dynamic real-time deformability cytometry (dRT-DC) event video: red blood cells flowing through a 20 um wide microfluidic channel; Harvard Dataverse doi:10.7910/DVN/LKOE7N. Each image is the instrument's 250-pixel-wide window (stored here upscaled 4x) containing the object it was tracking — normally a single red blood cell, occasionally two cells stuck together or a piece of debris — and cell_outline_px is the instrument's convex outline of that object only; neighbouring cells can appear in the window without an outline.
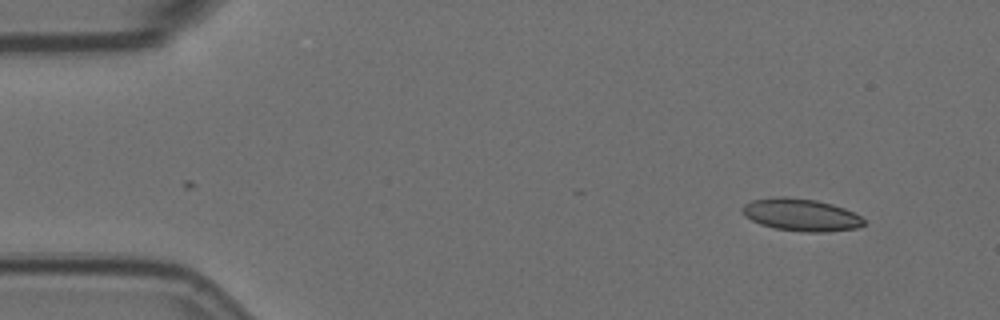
{"species": "Egyptian fruit bat (a non-hibernating species)", "species_latin": "Rousettus aegyptiacus", "temperature_condition": "room temperature", "stored_images_in_passage": 2, "camera_frame_rate_fps": 3000, "um_per_image_px": 0.085, "animal": {"sex": "female"}, "frame": {"image": 1, "passage_image": 2, "time_ms": 0.333, "image_size_px": [1000, 320], "cell_outline_px": [[864, 224], [856, 228], [824, 232], [804, 232], [776, 228], [760, 224], [744, 216], [740, 212], [740, 208], [744, 204], [752, 200], [772, 196], [784, 196], [816, 200], [832, 204], [844, 208], [860, 216], [864, 220]], "centroid_in_image_um": [68.02, 18.24], "position_along_channel_um": 17.0, "area_um2": 23.0}}